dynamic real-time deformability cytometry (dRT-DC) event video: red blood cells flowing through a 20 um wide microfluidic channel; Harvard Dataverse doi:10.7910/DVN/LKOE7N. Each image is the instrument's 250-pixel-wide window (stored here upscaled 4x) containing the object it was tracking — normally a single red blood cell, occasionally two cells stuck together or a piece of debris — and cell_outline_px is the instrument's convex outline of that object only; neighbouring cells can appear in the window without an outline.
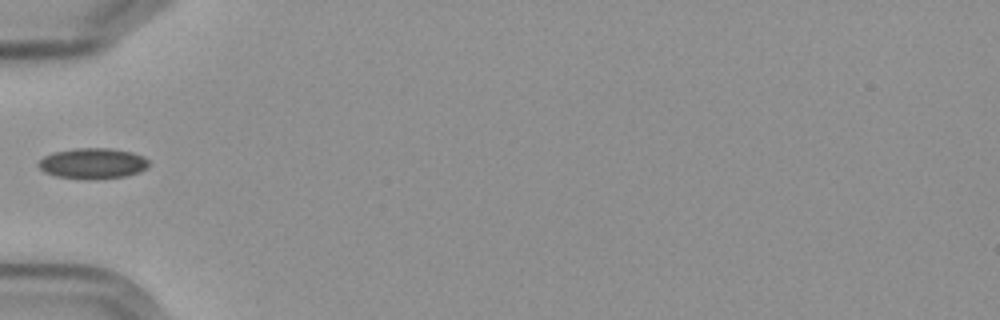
{"species": "Egyptian fruit bat (a non-hibernating species)", "species_latin": "Rousettus aegyptiacus", "temperature_condition": "cold", "stored_images_in_passage": 2, "camera_frame_rate_fps": 3000, "um_per_image_px": 0.085, "frame": {"image": 1, "passage_image": 1, "time_ms": 0.0, "image_size_px": [1000, 320], "cell_outline_px": [[148, 168], [140, 172], [124, 176], [96, 180], [84, 180], [56, 176], [44, 172], [36, 164], [44, 156], [52, 152], [76, 148], [108, 148], [132, 152], [144, 156], [148, 160]], "centroid_in_image_um": [7.88, 13.9], "position_along_channel_um": 77.1, "area_um2": 20.06}}
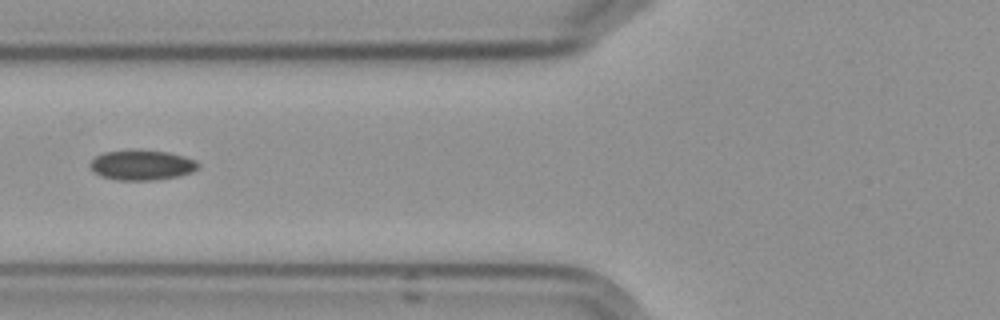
{"frame": {"image": 2, "passage_image": 2, "time_ms": 1.0, "image_size_px": [1000, 320], "cell_outline_px": [[200, 168], [192, 172], [180, 176], [156, 180], [116, 180], [100, 176], [92, 172], [88, 164], [96, 156], [104, 152], [168, 152], [196, 160], [200, 164]], "centroid_in_image_um": [12.07, 14.08], "position_along_channel_um": 113.7, "area_um2": 18.61}}